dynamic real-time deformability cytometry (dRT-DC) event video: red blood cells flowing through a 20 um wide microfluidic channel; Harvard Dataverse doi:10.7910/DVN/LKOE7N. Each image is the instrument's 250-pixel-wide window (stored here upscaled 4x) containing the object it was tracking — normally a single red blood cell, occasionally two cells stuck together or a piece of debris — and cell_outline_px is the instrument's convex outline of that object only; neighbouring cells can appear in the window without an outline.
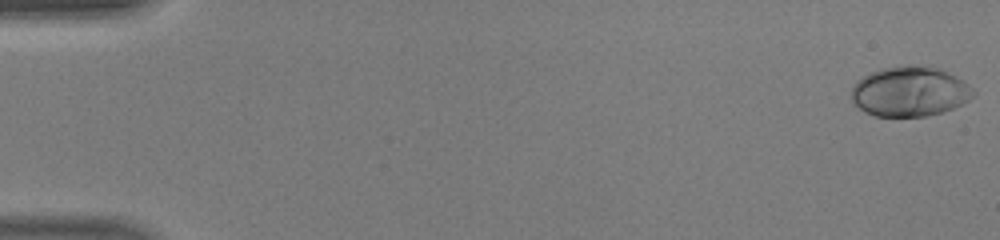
{"species": "human", "species_latin": "Homo sapiens", "temperature_condition": "warm", "stored_images_in_passage": 15, "camera_frame_rate_fps": 3000, "um_per_image_px": 0.085, "donor": {"sex": "male"}, "frame": {"image": 1, "passage_image": 1, "time_ms": 0.0, "image_size_px": [1000, 240], "cell_outline_px": [[976, 92], [964, 104], [928, 116], [876, 116], [864, 112], [852, 100], [852, 88], [856, 80], [872, 72], [884, 68], [940, 68], [964, 80]], "centroid_in_image_um": [77.35, 7.82], "position_along_channel_um": 7.7, "area_um2": 34.68}}
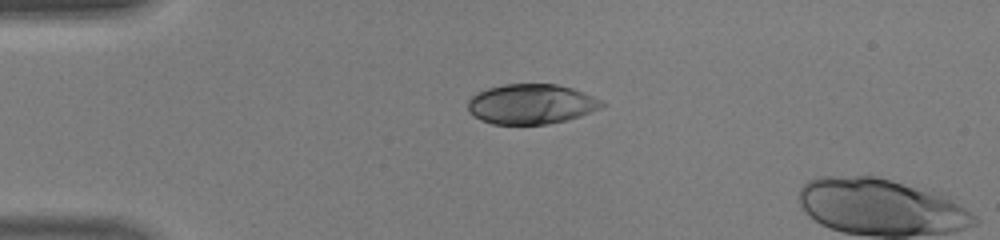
{"frame": {"image": 2, "passage_image": 12, "time_ms": 3.667, "image_size_px": [1000, 240], "cell_outline_px": [[604, 104], [600, 108], [580, 116], [548, 124], [492, 124], [480, 120], [472, 116], [468, 112], [468, 100], [472, 96], [488, 88], [504, 84], [556, 84], [572, 88], [584, 92], [600, 100]], "centroid_in_image_um": [45.11, 8.85], "position_along_channel_um": 39.9, "area_um2": 31.1}}